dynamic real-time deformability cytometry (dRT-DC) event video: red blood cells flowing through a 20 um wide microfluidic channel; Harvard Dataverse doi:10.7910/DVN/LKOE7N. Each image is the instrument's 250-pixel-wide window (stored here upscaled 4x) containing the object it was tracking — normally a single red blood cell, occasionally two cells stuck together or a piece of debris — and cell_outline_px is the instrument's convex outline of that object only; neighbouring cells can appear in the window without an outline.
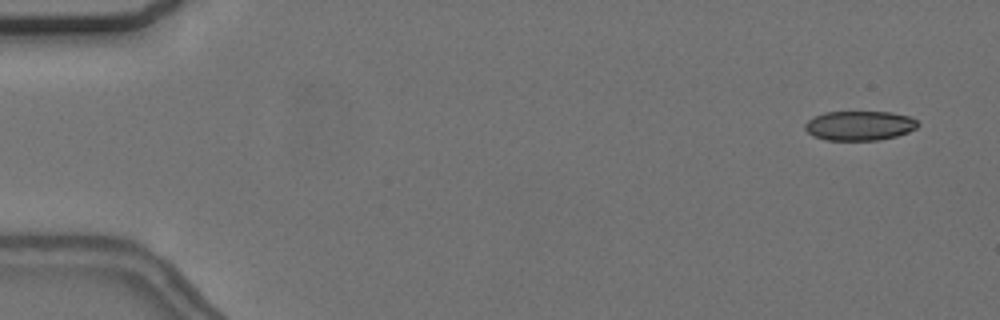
{"species": "common noctule bat (a hibernating species)", "species_latin": "Nyctalus noctula", "temperature_condition": "cold", "stored_images_in_passage": 4, "camera_frame_rate_fps": 3000, "um_per_image_px": 0.085, "animal": {"sex": "female", "body_mass_g": 24.6, "forearm_length_mm": 56.2}, "frame": {"image": 1, "passage_image": 1, "time_ms": 0.0, "image_size_px": [1000, 320], "cell_outline_px": [[920, 124], [916, 128], [908, 132], [896, 136], [880, 140], [828, 140], [816, 136], [808, 132], [804, 128], [804, 124], [812, 116], [824, 112], [892, 112], [908, 116], [916, 120]], "centroid_in_image_um": [73.06, 10.67], "position_along_channel_um": 11.9, "area_um2": 19.42}}